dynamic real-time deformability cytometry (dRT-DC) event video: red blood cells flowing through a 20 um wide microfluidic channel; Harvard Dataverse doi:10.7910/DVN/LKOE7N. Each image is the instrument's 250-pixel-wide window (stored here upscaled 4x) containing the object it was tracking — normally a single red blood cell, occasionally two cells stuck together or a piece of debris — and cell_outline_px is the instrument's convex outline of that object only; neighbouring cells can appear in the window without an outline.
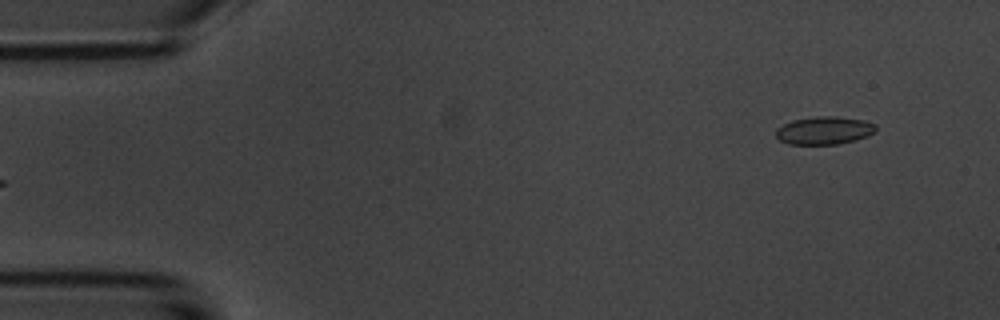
{"species": "common noctule bat (a hibernating species)", "species_latin": "Nyctalus noctula", "temperature_condition": "room temperature", "stored_images_in_passage": 5, "camera_frame_rate_fps": 3000, "um_per_image_px": 0.085, "animal": {"sex": "male", "body_mass_g": 20.1, "forearm_length_mm": 53.5}, "frame": {"image": 1, "passage_image": 5, "time_ms": 5.0, "image_size_px": [1000, 320], "cell_outline_px": [[876, 132], [868, 136], [856, 140], [840, 144], [788, 144], [780, 140], [776, 136], [776, 128], [792, 120], [816, 116], [836, 116], [864, 120], [876, 124]], "centroid_in_image_um": [70.09, 11.09], "position_along_channel_um": 14.9, "area_um2": 16.42}}